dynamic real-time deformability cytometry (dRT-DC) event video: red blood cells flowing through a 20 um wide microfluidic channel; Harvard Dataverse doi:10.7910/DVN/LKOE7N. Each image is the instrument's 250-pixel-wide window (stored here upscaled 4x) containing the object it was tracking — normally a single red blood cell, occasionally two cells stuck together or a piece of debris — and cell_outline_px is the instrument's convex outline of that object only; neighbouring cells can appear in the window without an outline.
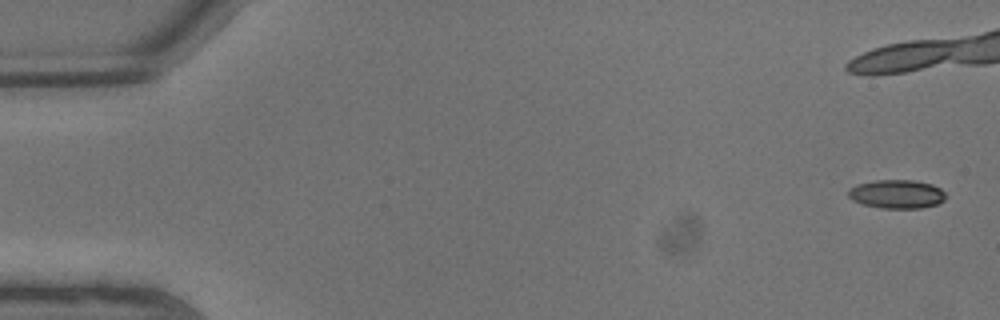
{"species": "common noctule bat (a hibernating species)", "species_latin": "Nyctalus noctula", "temperature_condition": "warm", "stored_images_in_passage": 10, "camera_frame_rate_fps": 3000, "um_per_image_px": 0.085, "animal": {"sex": "male", "body_mass_g": 13.3}, "frame": {"image": 1, "passage_image": 1, "time_ms": 0.0, "image_size_px": [1000, 320], "cell_outline_px": [[944, 200], [936, 204], [920, 208], [880, 208], [864, 204], [852, 200], [848, 196], [848, 188], [856, 184], [876, 180], [912, 180], [932, 184], [940, 188], [944, 192]], "centroid_in_image_um": [76.19, 16.49], "position_along_channel_um": 8.8, "area_um2": 16.24}}